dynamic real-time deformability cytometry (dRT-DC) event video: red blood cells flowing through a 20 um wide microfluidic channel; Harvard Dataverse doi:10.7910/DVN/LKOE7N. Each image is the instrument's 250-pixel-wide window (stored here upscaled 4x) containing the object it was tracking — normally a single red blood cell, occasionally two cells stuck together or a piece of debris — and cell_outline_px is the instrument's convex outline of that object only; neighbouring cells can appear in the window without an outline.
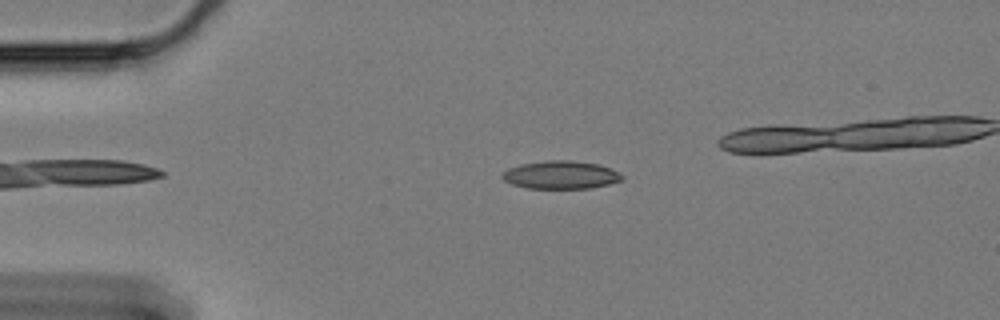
{"species": "Egyptian fruit bat (a non-hibernating species)", "species_latin": "Rousettus aegyptiacus", "temperature_condition": "cold", "stored_images_in_passage": 50, "camera_frame_rate_fps": 3000, "um_per_image_px": 0.085, "animal": {"sex": "female"}, "frame": {"image": 1, "passage_image": 11, "time_ms": 3.333, "image_size_px": [1000, 320], "cell_outline_px": [[624, 180], [592, 188], [528, 188], [512, 184], [504, 180], [500, 176], [508, 168], [520, 164], [544, 160], [572, 160], [596, 164], [608, 168], [624, 176]], "centroid_in_image_um": [47.64, 14.86], "position_along_channel_um": 37.4, "area_um2": 19.48}}
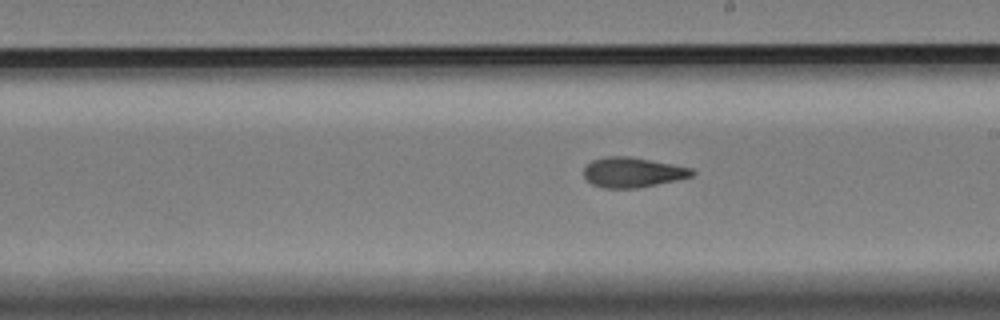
{"frame": {"image": 2, "passage_image": 32, "time_ms": 10.333, "image_size_px": [1000, 320], "cell_outline_px": [[696, 172], [692, 176], [656, 184], [636, 188], [604, 188], [592, 184], [584, 176], [584, 168], [592, 160], [604, 156], [632, 156], [692, 168]], "centroid_in_image_um": [53.76, 14.63], "position_along_channel_um": 235.2, "area_um2": 18.84}}
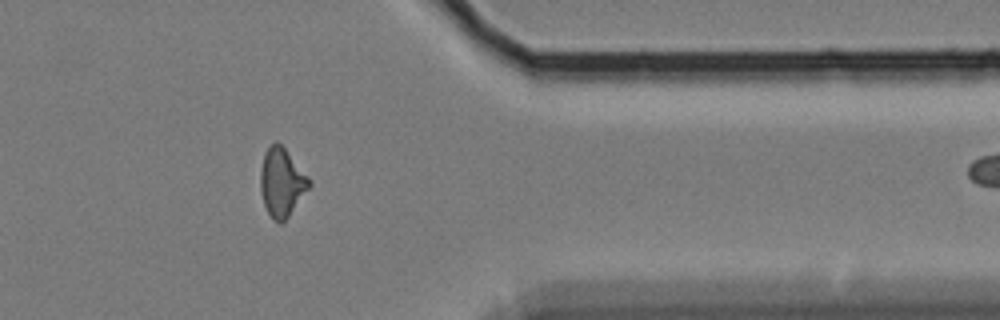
{"frame": {"image": 3, "passage_image": 47, "time_ms": 15.333, "image_size_px": [1000, 320], "cell_outline_px": [[312, 184], [288, 216], [280, 224], [272, 220], [264, 204], [260, 188], [260, 172], [264, 152], [276, 140], [284, 148], [308, 176]], "centroid_in_image_um": [23.93, 15.51], "position_along_channel_um": 387.5, "area_um2": 19.19}}